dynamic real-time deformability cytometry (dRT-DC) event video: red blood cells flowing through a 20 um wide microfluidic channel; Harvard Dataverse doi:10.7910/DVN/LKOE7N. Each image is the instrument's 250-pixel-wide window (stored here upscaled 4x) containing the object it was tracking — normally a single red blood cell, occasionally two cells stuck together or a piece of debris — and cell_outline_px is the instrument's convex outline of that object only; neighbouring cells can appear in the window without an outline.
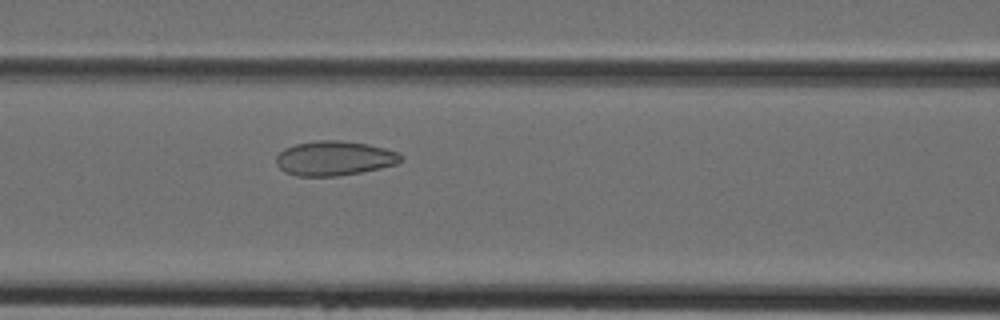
{"species": "Egyptian fruit bat (a non-hibernating species)", "species_latin": "Rousettus aegyptiacus", "temperature_condition": "cold", "stored_images_in_passage": 44, "camera_frame_rate_fps": 3000, "um_per_image_px": 0.085, "animal": {"sex": "female"}, "frame": {"image": 1, "passage_image": 19, "time_ms": 6.0, "image_size_px": [1000, 320], "cell_outline_px": [[404, 160], [396, 164], [380, 168], [360, 172], [336, 176], [296, 176], [284, 172], [276, 164], [276, 156], [284, 148], [296, 144], [316, 140], [340, 140], [368, 144], [400, 152], [404, 156]], "centroid_in_image_um": [28.43, 13.45], "position_along_channel_um": 138.2, "area_um2": 25.32}}
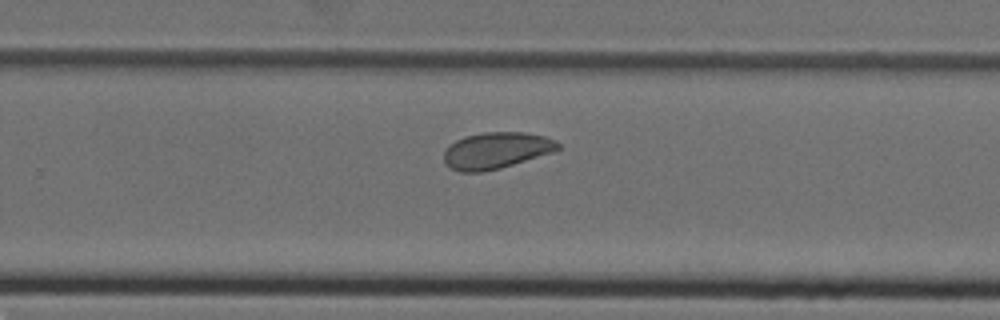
{"frame": {"image": 2, "passage_image": 29, "time_ms": 9.333, "image_size_px": [1000, 320], "cell_outline_px": [[560, 148], [552, 152], [500, 168], [484, 172], [460, 172], [448, 168], [444, 160], [444, 152], [456, 140], [464, 136], [484, 132], [524, 132], [544, 136], [556, 140], [560, 144]], "centroid_in_image_um": [42.17, 12.79], "position_along_channel_um": 287.6, "area_um2": 24.16}}
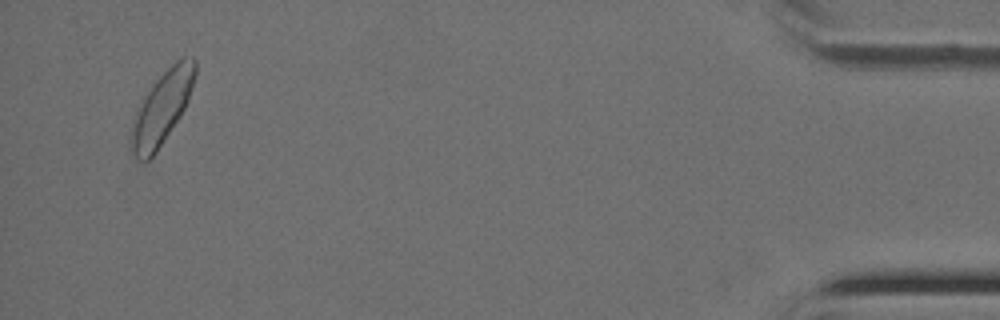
{"frame": {"image": 3, "passage_image": 43, "time_ms": 14.0, "image_size_px": [1000, 320], "cell_outline_px": [[196, 72], [184, 108], [180, 116], [156, 152], [148, 160], [136, 160], [128, 152], [128, 136], [136, 112], [144, 96], [152, 84], [176, 60], [184, 56], [192, 56], [196, 60]], "centroid_in_image_um": [13.7, 9.23], "position_along_channel_um": 421.5, "area_um2": 27.05}}